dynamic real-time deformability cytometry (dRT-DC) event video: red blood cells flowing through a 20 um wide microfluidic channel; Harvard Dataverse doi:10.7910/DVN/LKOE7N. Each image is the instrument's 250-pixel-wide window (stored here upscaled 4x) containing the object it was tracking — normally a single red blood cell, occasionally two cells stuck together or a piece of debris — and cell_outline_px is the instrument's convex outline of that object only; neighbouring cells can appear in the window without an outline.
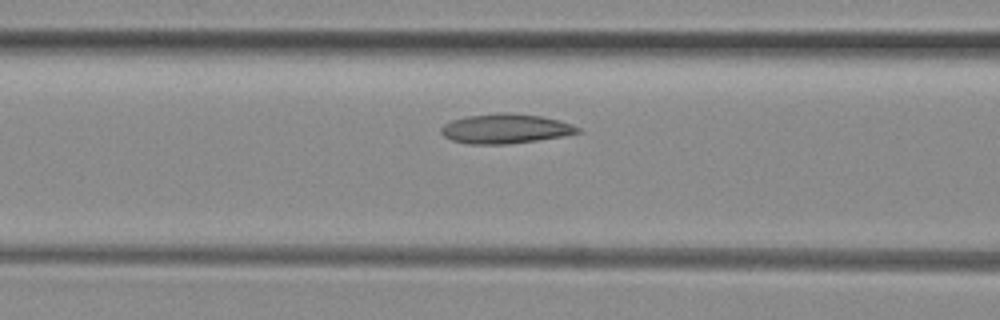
{"species": "common noctule bat (a hibernating species)", "species_latin": "Nyctalus noctula", "temperature_condition": "room temperature", "stored_images_in_passage": 29, "camera_frame_rate_fps": 3000, "um_per_image_px": 0.085, "animal": {"sex": "female", "body_mass_g": 29.2, "forearm_length_mm": 56.3}, "frame": {"image": 1, "passage_image": 8, "time_ms": 2.333, "image_size_px": [1000, 320], "cell_outline_px": [[584, 132], [564, 136], [508, 144], [468, 144], [452, 140], [444, 136], [440, 132], [440, 128], [444, 124], [452, 120], [468, 116], [500, 112], [508, 112], [540, 116], [572, 124], [580, 128]], "centroid_in_image_um": [42.96, 10.94], "position_along_channel_um": 123.6, "area_um2": 23.58}}
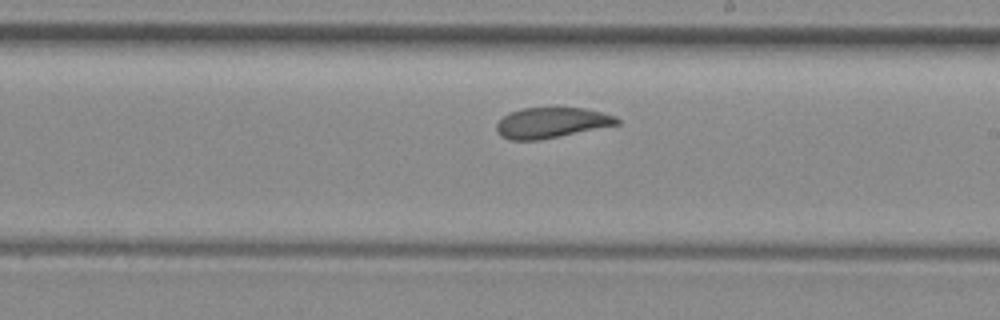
{"frame": {"image": 2, "passage_image": 17, "time_ms": 5.333, "image_size_px": [1000, 320], "cell_outline_px": [[620, 124], [540, 140], [512, 140], [500, 136], [496, 128], [496, 124], [508, 112], [524, 108], [584, 108], [616, 116], [620, 120]], "centroid_in_image_um": [46.87, 10.43], "position_along_channel_um": 242.1, "area_um2": 21.33}}
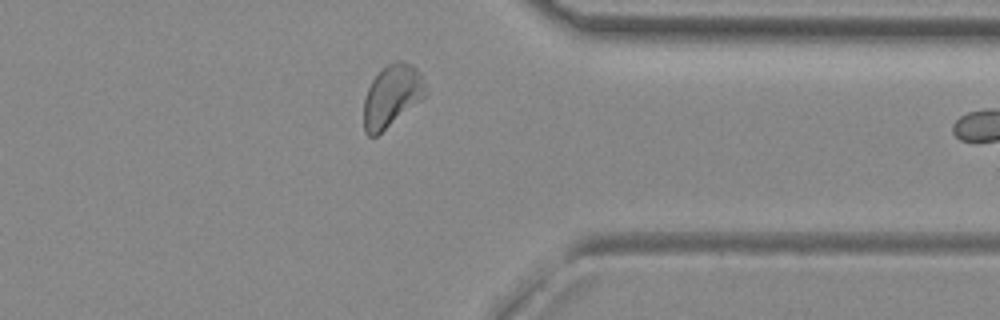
{"frame": {"image": 3, "passage_image": 28, "time_ms": 9.0, "image_size_px": [1000, 320], "cell_outline_px": [[428, 92], [420, 100], [376, 136], [368, 136], [364, 132], [364, 100], [368, 88], [372, 80], [388, 64], [396, 60], [404, 60], [412, 64], [420, 72]], "centroid_in_image_um": [33.31, 8.12], "position_along_channel_um": 378.1, "area_um2": 22.02}}